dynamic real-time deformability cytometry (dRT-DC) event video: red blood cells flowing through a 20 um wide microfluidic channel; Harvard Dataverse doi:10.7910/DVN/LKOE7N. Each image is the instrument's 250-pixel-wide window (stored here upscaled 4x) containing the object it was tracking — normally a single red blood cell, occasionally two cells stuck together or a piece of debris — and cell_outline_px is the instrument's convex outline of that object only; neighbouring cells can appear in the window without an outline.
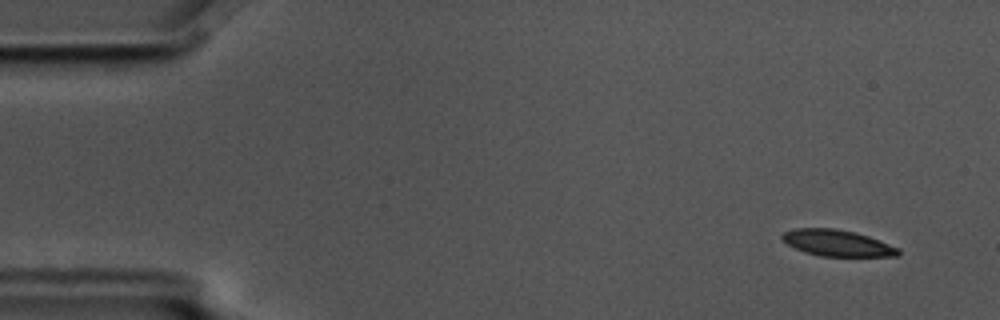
{"species": "common noctule bat (a hibernating species)", "species_latin": "Nyctalus noctula", "temperature_condition": "cold", "stored_images_in_passage": 57, "camera_frame_rate_fps": 3000, "um_per_image_px": 0.085, "animal": {"sex": "male", "body_mass_g": 17.5, "forearm_length_mm": 52.3}, "frame": {"image": 1, "passage_image": 4, "time_ms": 1.0, "image_size_px": [1000, 320], "cell_outline_px": [[900, 256], [820, 256], [804, 252], [788, 244], [780, 236], [784, 232], [796, 228], [836, 228], [856, 232], [868, 236], [900, 248]], "centroid_in_image_um": [71.19, 20.65], "position_along_channel_um": 13.8, "area_um2": 17.8}}
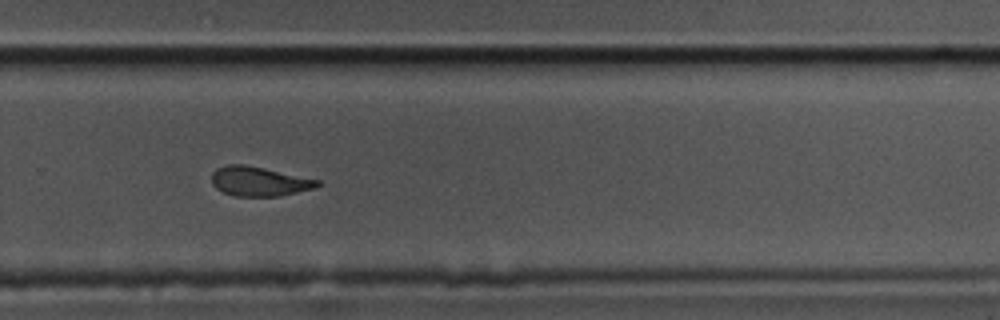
{"frame": {"image": 2, "passage_image": 38, "time_ms": 12.333, "image_size_px": [1000, 320], "cell_outline_px": [[320, 184], [316, 188], [280, 196], [236, 196], [224, 192], [216, 188], [212, 184], [212, 172], [216, 168], [228, 164], [244, 164], [264, 168], [320, 180]], "centroid_in_image_um": [22.02, 15.41], "position_along_channel_um": 307.8, "area_um2": 18.15}}
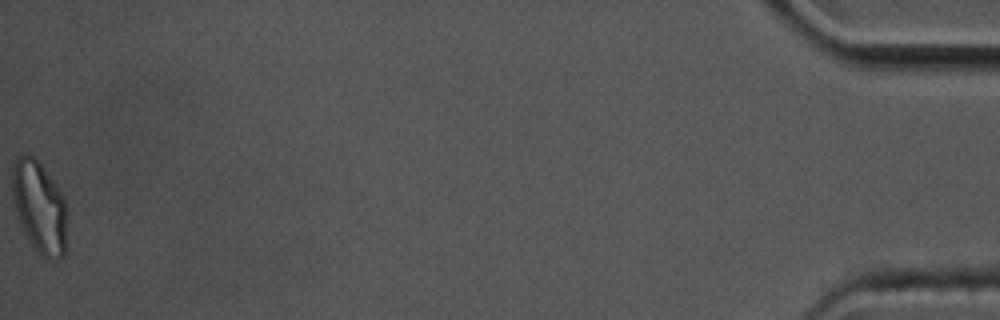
{"frame": {"image": 3, "passage_image": 57, "time_ms": 18.667, "image_size_px": [1000, 320], "cell_outline_px": [[68, 216], [64, 256], [56, 260], [48, 260], [32, 244], [12, 204], [12, 164], [16, 156], [32, 156], [44, 168], [56, 184], [68, 204]], "centroid_in_image_um": [3.39, 17.59], "position_along_channel_um": 431.8, "area_um2": 29.48}, "authors_computed_cell_mechanics": {"area_um2": 19.1896, "velocity_mm_per_s": 3.5525, "shape_relaxation_time_tau1_ms": 4.298, "shape_relaxation_time_tau2_ms": 6.1671, "deformation_change_tau1": 0.1569, "deformation_change_tau2": 0.098}}